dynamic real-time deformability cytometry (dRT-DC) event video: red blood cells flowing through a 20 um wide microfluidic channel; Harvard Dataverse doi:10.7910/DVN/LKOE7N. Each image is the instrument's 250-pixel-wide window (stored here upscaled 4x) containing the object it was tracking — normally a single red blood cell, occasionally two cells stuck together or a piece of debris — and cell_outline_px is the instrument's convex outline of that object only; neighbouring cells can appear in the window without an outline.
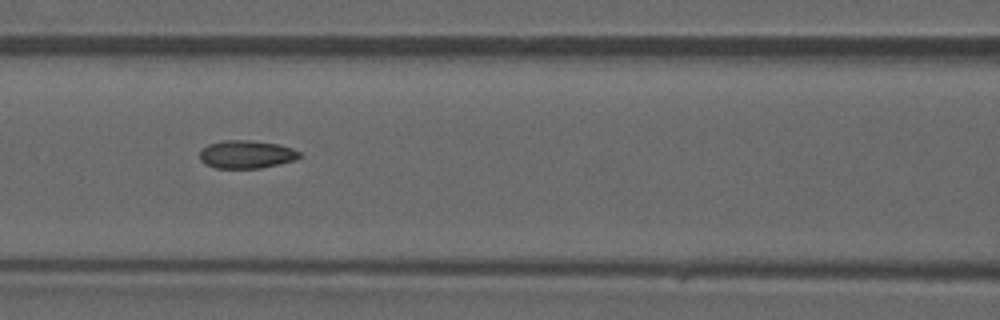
{"species": "common noctule bat (a hibernating species)", "species_latin": "Nyctalus noctula", "temperature_condition": "warm", "stored_images_in_passage": 45, "camera_frame_rate_fps": 3000, "um_per_image_px": 0.085, "animal": {"sex": "male", "forearm_length_mm": 52.5}, "frame": {"image": 1, "passage_image": 20, "time_ms": 6.333, "image_size_px": [1000, 320], "cell_outline_px": [[304, 156], [296, 160], [260, 168], [216, 168], [204, 164], [200, 160], [200, 148], [208, 144], [224, 140], [252, 140], [276, 144], [292, 148], [300, 152]], "centroid_in_image_um": [20.94, 13.12], "position_along_channel_um": 145.7, "area_um2": 16.47}}